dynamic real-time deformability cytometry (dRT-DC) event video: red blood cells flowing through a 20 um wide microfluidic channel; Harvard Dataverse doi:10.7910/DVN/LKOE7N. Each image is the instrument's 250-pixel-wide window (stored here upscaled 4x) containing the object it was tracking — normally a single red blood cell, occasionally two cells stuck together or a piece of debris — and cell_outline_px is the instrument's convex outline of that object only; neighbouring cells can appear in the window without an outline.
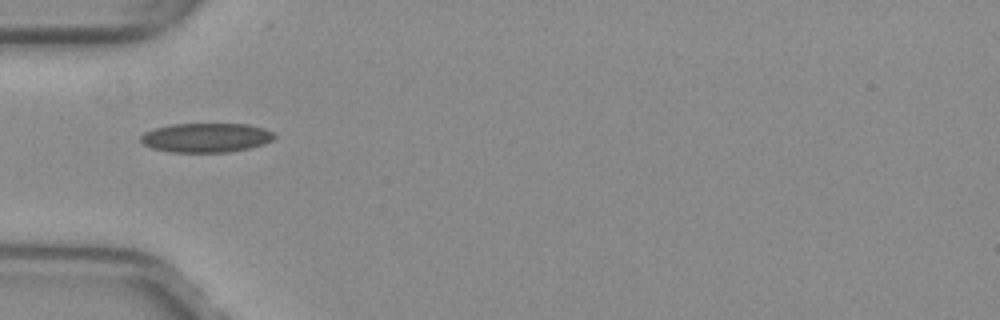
{"species": "common noctule bat (a hibernating species)", "species_latin": "Nyctalus noctula", "temperature_condition": "warm", "stored_images_in_passage": 36, "camera_frame_rate_fps": 3000, "um_per_image_px": 0.085, "animal": {"sex": "female", "body_mass_g": 29.2, "forearm_length_mm": 56.3}, "frame": {"image": 1, "passage_image": 1, "time_ms": 0.0, "image_size_px": [1000, 320], "cell_outline_px": [[276, 136], [272, 140], [264, 144], [232, 152], [168, 152], [152, 148], [144, 144], [140, 140], [140, 136], [144, 132], [156, 128], [172, 124], [248, 124], [264, 128], [272, 132]], "centroid_in_image_um": [17.52, 11.7], "position_along_channel_um": 67.5, "area_um2": 22.83}}
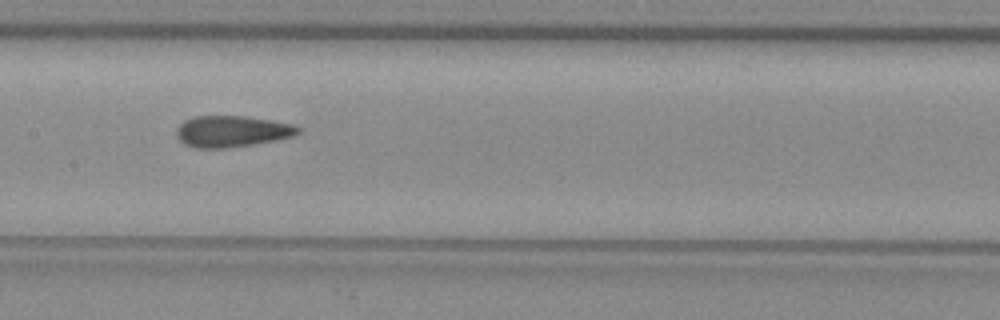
{"frame": {"image": 2, "passage_image": 10, "time_ms": 3.0, "image_size_px": [1000, 320], "cell_outline_px": [[300, 132], [296, 136], [276, 140], [228, 148], [192, 148], [184, 144], [176, 136], [176, 128], [184, 120], [196, 116], [244, 116], [292, 124], [300, 128]], "centroid_in_image_um": [19.68, 11.17], "position_along_channel_um": 187.7, "area_um2": 22.25}}
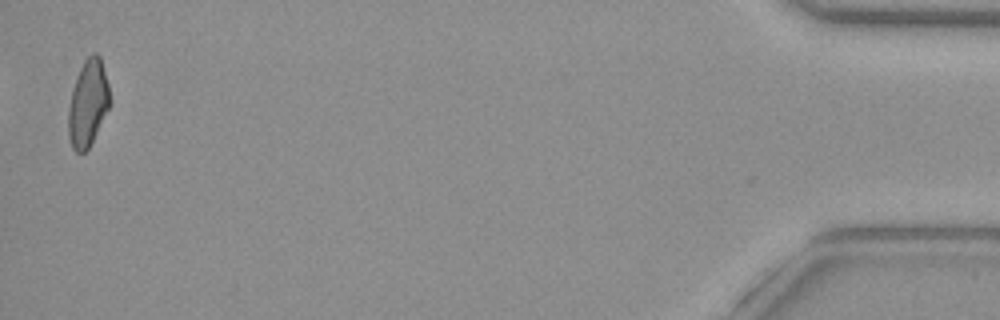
{"frame": {"image": 3, "passage_image": 35, "time_ms": 11.333, "image_size_px": [1000, 320], "cell_outline_px": [[112, 104], [88, 148], [84, 152], [76, 152], [72, 148], [68, 136], [68, 108], [72, 88], [76, 76], [84, 60], [92, 52], [96, 52], [100, 56], [108, 84], [112, 100]], "centroid_in_image_um": [7.48, 8.76], "position_along_channel_um": 427.7, "area_um2": 21.27}, "authors_computed_cell_mechanics": {"area_um2": 21.964, "velocity_mm_per_s": 4.0145, "shape_relaxation_time_tau1_ms": null, "shape_relaxation_time_tau2_ms": 1.7171, "deformation_change_tau1": null, "deformation_change_tau2": 0.0858}}